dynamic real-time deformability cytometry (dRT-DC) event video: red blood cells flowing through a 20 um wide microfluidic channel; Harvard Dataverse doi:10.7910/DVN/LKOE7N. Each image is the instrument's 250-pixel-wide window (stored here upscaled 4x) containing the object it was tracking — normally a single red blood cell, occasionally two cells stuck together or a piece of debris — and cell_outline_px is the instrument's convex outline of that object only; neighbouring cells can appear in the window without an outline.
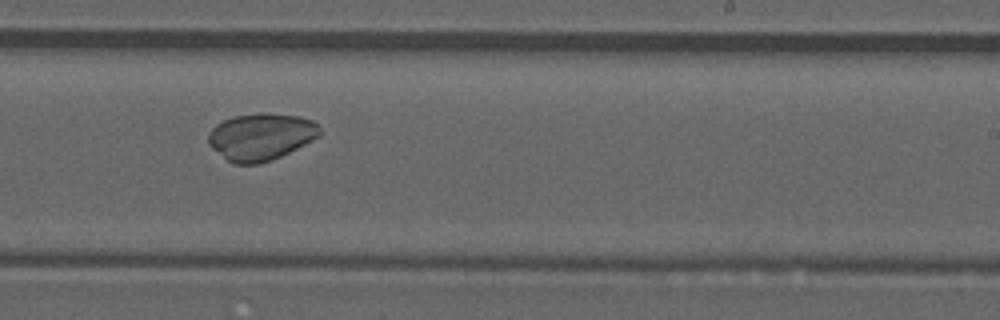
{"species": "common noctule bat (a hibernating species)", "species_latin": "Nyctalus noctula", "temperature_condition": "room temperature", "stored_images_in_passage": 37, "camera_frame_rate_fps": 3000, "um_per_image_px": 0.085, "animal": {"sex": "male", "forearm_length_mm": 52.5}, "frame": {"image": 1, "passage_image": 20, "time_ms": 6.333, "image_size_px": [1000, 320], "cell_outline_px": [[320, 136], [272, 160], [256, 164], [232, 164], [212, 148], [208, 144], [208, 132], [216, 124], [224, 120], [236, 116], [300, 116], [312, 120], [320, 124]], "centroid_in_image_um": [22.16, 11.67], "position_along_channel_um": 266.8, "area_um2": 29.65}}